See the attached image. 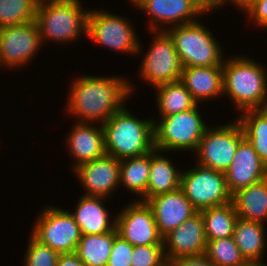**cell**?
<instances>
[{"mask_svg":"<svg viewBox=\"0 0 267 266\" xmlns=\"http://www.w3.org/2000/svg\"><path fill=\"white\" fill-rule=\"evenodd\" d=\"M232 202L239 218L259 222L267 221V177L232 194Z\"/></svg>","mask_w":267,"mask_h":266,"instance_id":"603a6c76","label":"cell"},{"mask_svg":"<svg viewBox=\"0 0 267 266\" xmlns=\"http://www.w3.org/2000/svg\"><path fill=\"white\" fill-rule=\"evenodd\" d=\"M56 266H86L75 252L60 254Z\"/></svg>","mask_w":267,"mask_h":266,"instance_id":"74e56055","label":"cell"},{"mask_svg":"<svg viewBox=\"0 0 267 266\" xmlns=\"http://www.w3.org/2000/svg\"><path fill=\"white\" fill-rule=\"evenodd\" d=\"M244 266H267V263H264V261H254L247 262Z\"/></svg>","mask_w":267,"mask_h":266,"instance_id":"60d3db41","label":"cell"},{"mask_svg":"<svg viewBox=\"0 0 267 266\" xmlns=\"http://www.w3.org/2000/svg\"><path fill=\"white\" fill-rule=\"evenodd\" d=\"M157 92V108L160 116H170L194 108L198 103L179 80L154 87Z\"/></svg>","mask_w":267,"mask_h":266,"instance_id":"484cf974","label":"cell"},{"mask_svg":"<svg viewBox=\"0 0 267 266\" xmlns=\"http://www.w3.org/2000/svg\"><path fill=\"white\" fill-rule=\"evenodd\" d=\"M63 1H81V0H63Z\"/></svg>","mask_w":267,"mask_h":266,"instance_id":"b9f144b4","label":"cell"},{"mask_svg":"<svg viewBox=\"0 0 267 266\" xmlns=\"http://www.w3.org/2000/svg\"><path fill=\"white\" fill-rule=\"evenodd\" d=\"M180 188L198 212L232 201L225 173L197 163L187 171H181Z\"/></svg>","mask_w":267,"mask_h":266,"instance_id":"9c48e42d","label":"cell"},{"mask_svg":"<svg viewBox=\"0 0 267 266\" xmlns=\"http://www.w3.org/2000/svg\"><path fill=\"white\" fill-rule=\"evenodd\" d=\"M152 32L154 41L143 56L138 74L152 87L179 81L183 66L172 38L166 31Z\"/></svg>","mask_w":267,"mask_h":266,"instance_id":"8fae6325","label":"cell"},{"mask_svg":"<svg viewBox=\"0 0 267 266\" xmlns=\"http://www.w3.org/2000/svg\"><path fill=\"white\" fill-rule=\"evenodd\" d=\"M31 235L39 242L49 246L59 254L76 251L81 231L73 215L68 210L52 205L39 213Z\"/></svg>","mask_w":267,"mask_h":266,"instance_id":"30bf717a","label":"cell"},{"mask_svg":"<svg viewBox=\"0 0 267 266\" xmlns=\"http://www.w3.org/2000/svg\"><path fill=\"white\" fill-rule=\"evenodd\" d=\"M163 244L167 261L205 254L207 239L201 213L197 212L164 236Z\"/></svg>","mask_w":267,"mask_h":266,"instance_id":"2e32d148","label":"cell"},{"mask_svg":"<svg viewBox=\"0 0 267 266\" xmlns=\"http://www.w3.org/2000/svg\"><path fill=\"white\" fill-rule=\"evenodd\" d=\"M199 212L203 217L207 241L233 237L238 215L232 201Z\"/></svg>","mask_w":267,"mask_h":266,"instance_id":"83f0119b","label":"cell"},{"mask_svg":"<svg viewBox=\"0 0 267 266\" xmlns=\"http://www.w3.org/2000/svg\"><path fill=\"white\" fill-rule=\"evenodd\" d=\"M168 266H215V264L205 255L183 256L168 261Z\"/></svg>","mask_w":267,"mask_h":266,"instance_id":"d590c367","label":"cell"},{"mask_svg":"<svg viewBox=\"0 0 267 266\" xmlns=\"http://www.w3.org/2000/svg\"><path fill=\"white\" fill-rule=\"evenodd\" d=\"M130 2L136 9L148 14L150 33L192 23L199 20V15H204L190 0H130Z\"/></svg>","mask_w":267,"mask_h":266,"instance_id":"5bb4252c","label":"cell"},{"mask_svg":"<svg viewBox=\"0 0 267 266\" xmlns=\"http://www.w3.org/2000/svg\"><path fill=\"white\" fill-rule=\"evenodd\" d=\"M266 66L243 55L225 58L223 69V95L228 96L235 110L259 109L267 95Z\"/></svg>","mask_w":267,"mask_h":266,"instance_id":"3957f363","label":"cell"},{"mask_svg":"<svg viewBox=\"0 0 267 266\" xmlns=\"http://www.w3.org/2000/svg\"><path fill=\"white\" fill-rule=\"evenodd\" d=\"M43 46L36 21L0 29V67L18 69L40 52ZM39 49V50H38Z\"/></svg>","mask_w":267,"mask_h":266,"instance_id":"7c38bea8","label":"cell"},{"mask_svg":"<svg viewBox=\"0 0 267 266\" xmlns=\"http://www.w3.org/2000/svg\"><path fill=\"white\" fill-rule=\"evenodd\" d=\"M154 119H139L126 105L102 124L105 152L116 159L139 157L154 147Z\"/></svg>","mask_w":267,"mask_h":266,"instance_id":"7a4b0ae2","label":"cell"},{"mask_svg":"<svg viewBox=\"0 0 267 266\" xmlns=\"http://www.w3.org/2000/svg\"><path fill=\"white\" fill-rule=\"evenodd\" d=\"M146 203L152 208L158 231L162 237L198 212L181 188L154 196Z\"/></svg>","mask_w":267,"mask_h":266,"instance_id":"e0dca14e","label":"cell"},{"mask_svg":"<svg viewBox=\"0 0 267 266\" xmlns=\"http://www.w3.org/2000/svg\"><path fill=\"white\" fill-rule=\"evenodd\" d=\"M128 18L108 11L91 9L88 14L87 37L93 43L122 54L137 55L142 46ZM141 47V48H140Z\"/></svg>","mask_w":267,"mask_h":266,"instance_id":"52a82bcc","label":"cell"},{"mask_svg":"<svg viewBox=\"0 0 267 266\" xmlns=\"http://www.w3.org/2000/svg\"><path fill=\"white\" fill-rule=\"evenodd\" d=\"M79 77V78H78ZM70 84L66 112L80 123L106 122L125 106L135 88L120 76L79 75Z\"/></svg>","mask_w":267,"mask_h":266,"instance_id":"6da1fadb","label":"cell"},{"mask_svg":"<svg viewBox=\"0 0 267 266\" xmlns=\"http://www.w3.org/2000/svg\"><path fill=\"white\" fill-rule=\"evenodd\" d=\"M117 236L116 228L104 234L81 235L75 253L86 266H107Z\"/></svg>","mask_w":267,"mask_h":266,"instance_id":"4316f807","label":"cell"},{"mask_svg":"<svg viewBox=\"0 0 267 266\" xmlns=\"http://www.w3.org/2000/svg\"><path fill=\"white\" fill-rule=\"evenodd\" d=\"M267 177V166L261 161L255 149L243 138L238 145L225 179L228 190L234 194Z\"/></svg>","mask_w":267,"mask_h":266,"instance_id":"ac0fdd59","label":"cell"},{"mask_svg":"<svg viewBox=\"0 0 267 266\" xmlns=\"http://www.w3.org/2000/svg\"><path fill=\"white\" fill-rule=\"evenodd\" d=\"M198 104L187 111L154 121V147L158 150L195 152L206 129Z\"/></svg>","mask_w":267,"mask_h":266,"instance_id":"8992f818","label":"cell"},{"mask_svg":"<svg viewBox=\"0 0 267 266\" xmlns=\"http://www.w3.org/2000/svg\"><path fill=\"white\" fill-rule=\"evenodd\" d=\"M265 228L262 223L238 217L233 239L247 262L264 261V251L267 248Z\"/></svg>","mask_w":267,"mask_h":266,"instance_id":"cb8c5ba5","label":"cell"},{"mask_svg":"<svg viewBox=\"0 0 267 266\" xmlns=\"http://www.w3.org/2000/svg\"><path fill=\"white\" fill-rule=\"evenodd\" d=\"M39 0H0V29L35 21Z\"/></svg>","mask_w":267,"mask_h":266,"instance_id":"f546056e","label":"cell"},{"mask_svg":"<svg viewBox=\"0 0 267 266\" xmlns=\"http://www.w3.org/2000/svg\"><path fill=\"white\" fill-rule=\"evenodd\" d=\"M131 266H168L164 245L134 246Z\"/></svg>","mask_w":267,"mask_h":266,"instance_id":"d6a6232c","label":"cell"},{"mask_svg":"<svg viewBox=\"0 0 267 266\" xmlns=\"http://www.w3.org/2000/svg\"><path fill=\"white\" fill-rule=\"evenodd\" d=\"M89 11L81 1L39 0L35 21L42 43L53 41L61 45L87 35Z\"/></svg>","mask_w":267,"mask_h":266,"instance_id":"277c9868","label":"cell"},{"mask_svg":"<svg viewBox=\"0 0 267 266\" xmlns=\"http://www.w3.org/2000/svg\"><path fill=\"white\" fill-rule=\"evenodd\" d=\"M180 81L200 105L203 101L223 96L222 65L183 67Z\"/></svg>","mask_w":267,"mask_h":266,"instance_id":"44dd1931","label":"cell"},{"mask_svg":"<svg viewBox=\"0 0 267 266\" xmlns=\"http://www.w3.org/2000/svg\"><path fill=\"white\" fill-rule=\"evenodd\" d=\"M237 120L242 125L244 138L267 166V117L255 109L243 111Z\"/></svg>","mask_w":267,"mask_h":266,"instance_id":"f1b7e54d","label":"cell"},{"mask_svg":"<svg viewBox=\"0 0 267 266\" xmlns=\"http://www.w3.org/2000/svg\"><path fill=\"white\" fill-rule=\"evenodd\" d=\"M242 12L252 20L256 26L263 29L267 27V0H254ZM252 18V19H251Z\"/></svg>","mask_w":267,"mask_h":266,"instance_id":"e575fe53","label":"cell"},{"mask_svg":"<svg viewBox=\"0 0 267 266\" xmlns=\"http://www.w3.org/2000/svg\"><path fill=\"white\" fill-rule=\"evenodd\" d=\"M24 256V266H56L59 253L39 242L31 234Z\"/></svg>","mask_w":267,"mask_h":266,"instance_id":"1f68e13d","label":"cell"},{"mask_svg":"<svg viewBox=\"0 0 267 266\" xmlns=\"http://www.w3.org/2000/svg\"><path fill=\"white\" fill-rule=\"evenodd\" d=\"M73 172L86 190L84 195L109 199L120 186V160L107 154L78 165Z\"/></svg>","mask_w":267,"mask_h":266,"instance_id":"9a60e30c","label":"cell"},{"mask_svg":"<svg viewBox=\"0 0 267 266\" xmlns=\"http://www.w3.org/2000/svg\"><path fill=\"white\" fill-rule=\"evenodd\" d=\"M164 151L154 148L151 151L150 177L146 194L139 200L147 202L150 198L180 188L181 169L163 156ZM179 169V170H178Z\"/></svg>","mask_w":267,"mask_h":266,"instance_id":"7402d4cb","label":"cell"},{"mask_svg":"<svg viewBox=\"0 0 267 266\" xmlns=\"http://www.w3.org/2000/svg\"><path fill=\"white\" fill-rule=\"evenodd\" d=\"M194 3L199 10L206 15V12H210L211 10H216L218 8L223 9V4L221 0H190Z\"/></svg>","mask_w":267,"mask_h":266,"instance_id":"8d00e7d4","label":"cell"},{"mask_svg":"<svg viewBox=\"0 0 267 266\" xmlns=\"http://www.w3.org/2000/svg\"><path fill=\"white\" fill-rule=\"evenodd\" d=\"M134 246L119 235L114 239L107 266H131Z\"/></svg>","mask_w":267,"mask_h":266,"instance_id":"836d02e7","label":"cell"},{"mask_svg":"<svg viewBox=\"0 0 267 266\" xmlns=\"http://www.w3.org/2000/svg\"><path fill=\"white\" fill-rule=\"evenodd\" d=\"M202 24L197 20L165 30L174 42L183 67L223 65L222 46L212 31Z\"/></svg>","mask_w":267,"mask_h":266,"instance_id":"5b68a950","label":"cell"},{"mask_svg":"<svg viewBox=\"0 0 267 266\" xmlns=\"http://www.w3.org/2000/svg\"><path fill=\"white\" fill-rule=\"evenodd\" d=\"M205 255L215 266H244L247 263L233 237L207 241Z\"/></svg>","mask_w":267,"mask_h":266,"instance_id":"4dcf8cb0","label":"cell"},{"mask_svg":"<svg viewBox=\"0 0 267 266\" xmlns=\"http://www.w3.org/2000/svg\"><path fill=\"white\" fill-rule=\"evenodd\" d=\"M223 6H225V4L229 3V4H233L234 6L238 7L237 9H239L240 11L244 10L248 5H249V0H221Z\"/></svg>","mask_w":267,"mask_h":266,"instance_id":"f35d334b","label":"cell"},{"mask_svg":"<svg viewBox=\"0 0 267 266\" xmlns=\"http://www.w3.org/2000/svg\"><path fill=\"white\" fill-rule=\"evenodd\" d=\"M151 152L139 157L120 159V185L140 200L147 191L150 177Z\"/></svg>","mask_w":267,"mask_h":266,"instance_id":"d4e9b609","label":"cell"},{"mask_svg":"<svg viewBox=\"0 0 267 266\" xmlns=\"http://www.w3.org/2000/svg\"><path fill=\"white\" fill-rule=\"evenodd\" d=\"M127 205L115 215L118 235L133 246L164 245L152 208L135 199Z\"/></svg>","mask_w":267,"mask_h":266,"instance_id":"4fadbf2b","label":"cell"},{"mask_svg":"<svg viewBox=\"0 0 267 266\" xmlns=\"http://www.w3.org/2000/svg\"><path fill=\"white\" fill-rule=\"evenodd\" d=\"M212 127L206 129L193 153L196 154L195 163L225 173L233 161L239 142L244 138L242 125L236 119Z\"/></svg>","mask_w":267,"mask_h":266,"instance_id":"ba28073f","label":"cell"},{"mask_svg":"<svg viewBox=\"0 0 267 266\" xmlns=\"http://www.w3.org/2000/svg\"><path fill=\"white\" fill-rule=\"evenodd\" d=\"M258 110L267 117V95L263 99V102Z\"/></svg>","mask_w":267,"mask_h":266,"instance_id":"ab89813d","label":"cell"},{"mask_svg":"<svg viewBox=\"0 0 267 266\" xmlns=\"http://www.w3.org/2000/svg\"><path fill=\"white\" fill-rule=\"evenodd\" d=\"M105 201V197L83 194L77 202L74 212L70 211L79 225L81 235L104 234L115 229L116 216L109 218V211L104 205Z\"/></svg>","mask_w":267,"mask_h":266,"instance_id":"ffe728a7","label":"cell"},{"mask_svg":"<svg viewBox=\"0 0 267 266\" xmlns=\"http://www.w3.org/2000/svg\"><path fill=\"white\" fill-rule=\"evenodd\" d=\"M96 125L77 122L71 127L66 138V148L68 147V154L70 153L75 159L72 170L82 163L93 161L106 154L103 126L99 123Z\"/></svg>","mask_w":267,"mask_h":266,"instance_id":"d6986e66","label":"cell"}]
</instances>
